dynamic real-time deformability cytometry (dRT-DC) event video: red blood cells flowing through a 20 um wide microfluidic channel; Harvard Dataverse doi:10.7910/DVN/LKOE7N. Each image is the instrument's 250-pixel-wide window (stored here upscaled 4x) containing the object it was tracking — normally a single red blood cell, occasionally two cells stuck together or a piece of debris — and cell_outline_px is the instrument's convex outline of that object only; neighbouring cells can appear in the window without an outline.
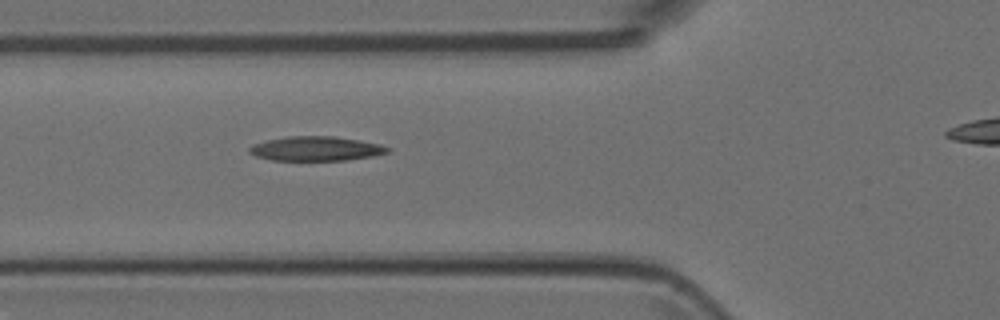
{"species": "Egyptian fruit bat (a non-hibernating species)", "species_latin": "Rousettus aegyptiacus", "temperature_condition": "room temperature", "stored_images_in_passage": 7, "segment_of_instrument_passage": [1, 2], "camera_frame_rate_fps": 3000, "um_per_image_px": 0.085, "animal": {"sex": "female"}, "frame": {"image": 1, "passage_image": 6, "time_ms": 1.667, "image_size_px": [1000, 320], "cell_outline_px": [[388, 152], [372, 156], [344, 160], [272, 160], [256, 156], [248, 152], [248, 148], [252, 144], [268, 140], [288, 136], [336, 136], [360, 140], [380, 144], [388, 148]], "centroid_in_image_um": [26.82, 12.63], "position_along_channel_um": 99.0, "area_um2": 19.54}}